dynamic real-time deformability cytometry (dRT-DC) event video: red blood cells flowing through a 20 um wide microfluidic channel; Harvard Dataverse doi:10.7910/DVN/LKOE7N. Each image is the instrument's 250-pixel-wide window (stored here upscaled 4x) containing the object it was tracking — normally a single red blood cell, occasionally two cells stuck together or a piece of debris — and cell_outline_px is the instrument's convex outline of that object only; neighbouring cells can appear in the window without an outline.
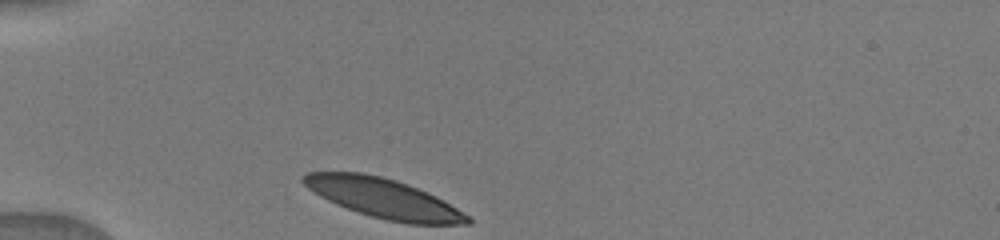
{"species": "human", "species_latin": "Homo sapiens", "temperature_condition": "warm", "stored_images_in_passage": 34, "camera_frame_rate_fps": 3000, "um_per_image_px": 0.085, "donor": {"sex": "male"}, "frame": {"image": 1, "passage_image": 1, "time_ms": 0.0, "image_size_px": [1000, 240], "cell_outline_px": [[472, 224], [408, 224], [388, 220], [372, 216], [336, 204], [320, 196], [308, 188], [300, 180], [300, 176], [308, 172], [360, 172], [380, 176], [396, 180], [408, 184], [436, 196], [472, 216]], "centroid_in_image_um": [32.64, 16.85], "position_along_channel_um": 52.4, "area_um2": 37.69}}
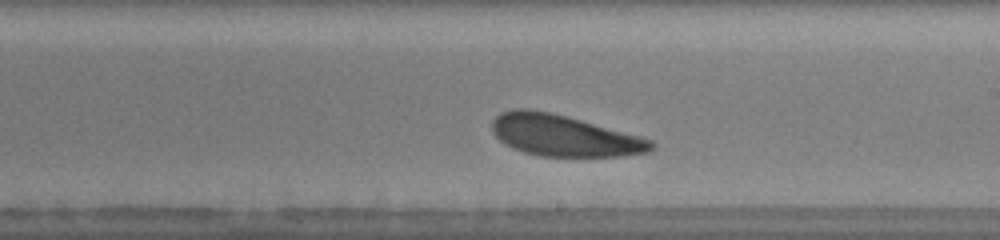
{"frame": {"image": 2, "passage_image": 23, "time_ms": 5.333, "image_size_px": [1000, 240], "cell_outline_px": [[656, 148], [648, 152], [616, 156], [540, 156], [524, 152], [512, 148], [504, 144], [492, 132], [492, 120], [500, 112], [512, 108], [532, 108], [552, 112], [640, 136], [652, 140], [656, 144]], "centroid_in_image_um": [47.9, 11.51], "position_along_channel_um": 241.1, "area_um2": 38.49}}
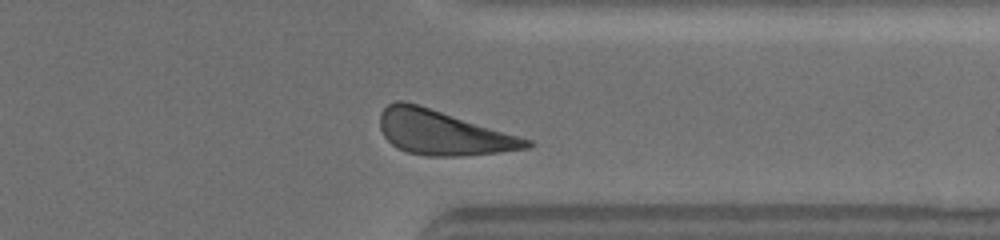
{"frame": {"image": 3, "passage_image": 31, "time_ms": 8.667, "image_size_px": [1000, 240], "cell_outline_px": [[536, 144], [532, 148], [500, 152], [464, 156], [424, 156], [408, 152], [396, 148], [384, 136], [380, 128], [380, 112], [388, 104], [396, 100], [404, 100], [532, 140]], "centroid_in_image_um": [37.65, 11.29], "position_along_channel_um": 373.8, "area_um2": 37.97}}